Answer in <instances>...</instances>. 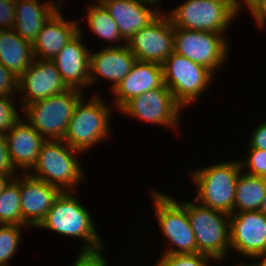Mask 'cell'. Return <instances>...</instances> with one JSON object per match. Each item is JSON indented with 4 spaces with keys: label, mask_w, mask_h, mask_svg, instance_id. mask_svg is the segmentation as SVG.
<instances>
[{
    "label": "cell",
    "mask_w": 266,
    "mask_h": 266,
    "mask_svg": "<svg viewBox=\"0 0 266 266\" xmlns=\"http://www.w3.org/2000/svg\"><path fill=\"white\" fill-rule=\"evenodd\" d=\"M70 193L62 191L59 194L37 227L47 228L64 236L85 239L86 247L83 246L82 251L103 249V243L97 235L89 211Z\"/></svg>",
    "instance_id": "6da1fadb"
},
{
    "label": "cell",
    "mask_w": 266,
    "mask_h": 266,
    "mask_svg": "<svg viewBox=\"0 0 266 266\" xmlns=\"http://www.w3.org/2000/svg\"><path fill=\"white\" fill-rule=\"evenodd\" d=\"M243 167L240 162H222L193 173L198 187L195 202L202 206L232 214L236 184Z\"/></svg>",
    "instance_id": "7a4b0ae2"
},
{
    "label": "cell",
    "mask_w": 266,
    "mask_h": 266,
    "mask_svg": "<svg viewBox=\"0 0 266 266\" xmlns=\"http://www.w3.org/2000/svg\"><path fill=\"white\" fill-rule=\"evenodd\" d=\"M185 210L195 235L197 253L223 260L230 246V220H226L230 215L198 202H185Z\"/></svg>",
    "instance_id": "3957f363"
},
{
    "label": "cell",
    "mask_w": 266,
    "mask_h": 266,
    "mask_svg": "<svg viewBox=\"0 0 266 266\" xmlns=\"http://www.w3.org/2000/svg\"><path fill=\"white\" fill-rule=\"evenodd\" d=\"M82 91L69 89L64 93L51 96L24 106L29 124L45 140H63L75 106L82 98Z\"/></svg>",
    "instance_id": "277c9868"
},
{
    "label": "cell",
    "mask_w": 266,
    "mask_h": 266,
    "mask_svg": "<svg viewBox=\"0 0 266 266\" xmlns=\"http://www.w3.org/2000/svg\"><path fill=\"white\" fill-rule=\"evenodd\" d=\"M62 143L64 144L63 140H46L42 144L37 161L32 167L36 174L30 176L45 181L61 191H71L82 180L83 173L80 163L74 156L77 151L67 143L64 146Z\"/></svg>",
    "instance_id": "5b68a950"
},
{
    "label": "cell",
    "mask_w": 266,
    "mask_h": 266,
    "mask_svg": "<svg viewBox=\"0 0 266 266\" xmlns=\"http://www.w3.org/2000/svg\"><path fill=\"white\" fill-rule=\"evenodd\" d=\"M237 13L228 0H187L169 18L174 27L222 34Z\"/></svg>",
    "instance_id": "8992f818"
},
{
    "label": "cell",
    "mask_w": 266,
    "mask_h": 266,
    "mask_svg": "<svg viewBox=\"0 0 266 266\" xmlns=\"http://www.w3.org/2000/svg\"><path fill=\"white\" fill-rule=\"evenodd\" d=\"M109 107L98 96L83 104L82 98L75 106L63 141L77 152H84L108 135Z\"/></svg>",
    "instance_id": "52a82bcc"
},
{
    "label": "cell",
    "mask_w": 266,
    "mask_h": 266,
    "mask_svg": "<svg viewBox=\"0 0 266 266\" xmlns=\"http://www.w3.org/2000/svg\"><path fill=\"white\" fill-rule=\"evenodd\" d=\"M162 66L164 84L183 107L199 98L212 78L209 69L176 52H173Z\"/></svg>",
    "instance_id": "ba28073f"
},
{
    "label": "cell",
    "mask_w": 266,
    "mask_h": 266,
    "mask_svg": "<svg viewBox=\"0 0 266 266\" xmlns=\"http://www.w3.org/2000/svg\"><path fill=\"white\" fill-rule=\"evenodd\" d=\"M154 197L155 213L164 236L174 246L165 254H194L197 253L195 235L190 226L185 203H177L167 195L152 192Z\"/></svg>",
    "instance_id": "9c48e42d"
},
{
    "label": "cell",
    "mask_w": 266,
    "mask_h": 266,
    "mask_svg": "<svg viewBox=\"0 0 266 266\" xmlns=\"http://www.w3.org/2000/svg\"><path fill=\"white\" fill-rule=\"evenodd\" d=\"M221 35L223 34L174 27V52L213 73L225 61L228 52V45Z\"/></svg>",
    "instance_id": "30bf717a"
},
{
    "label": "cell",
    "mask_w": 266,
    "mask_h": 266,
    "mask_svg": "<svg viewBox=\"0 0 266 266\" xmlns=\"http://www.w3.org/2000/svg\"><path fill=\"white\" fill-rule=\"evenodd\" d=\"M160 14L126 43L137 61L163 65L174 52V26L167 14Z\"/></svg>",
    "instance_id": "8fae6325"
},
{
    "label": "cell",
    "mask_w": 266,
    "mask_h": 266,
    "mask_svg": "<svg viewBox=\"0 0 266 266\" xmlns=\"http://www.w3.org/2000/svg\"><path fill=\"white\" fill-rule=\"evenodd\" d=\"M181 107L171 90L163 84L132 98L120 110L146 122L177 128Z\"/></svg>",
    "instance_id": "7c38bea8"
},
{
    "label": "cell",
    "mask_w": 266,
    "mask_h": 266,
    "mask_svg": "<svg viewBox=\"0 0 266 266\" xmlns=\"http://www.w3.org/2000/svg\"><path fill=\"white\" fill-rule=\"evenodd\" d=\"M230 248L248 256L266 257V215L260 211L230 214Z\"/></svg>",
    "instance_id": "4fadbf2b"
},
{
    "label": "cell",
    "mask_w": 266,
    "mask_h": 266,
    "mask_svg": "<svg viewBox=\"0 0 266 266\" xmlns=\"http://www.w3.org/2000/svg\"><path fill=\"white\" fill-rule=\"evenodd\" d=\"M19 89L26 94L22 99L25 106L69 90L52 60L36 58L18 78Z\"/></svg>",
    "instance_id": "5bb4252c"
},
{
    "label": "cell",
    "mask_w": 266,
    "mask_h": 266,
    "mask_svg": "<svg viewBox=\"0 0 266 266\" xmlns=\"http://www.w3.org/2000/svg\"><path fill=\"white\" fill-rule=\"evenodd\" d=\"M20 181L21 213L26 226H38L62 192L45 181L23 175Z\"/></svg>",
    "instance_id": "9a60e30c"
},
{
    "label": "cell",
    "mask_w": 266,
    "mask_h": 266,
    "mask_svg": "<svg viewBox=\"0 0 266 266\" xmlns=\"http://www.w3.org/2000/svg\"><path fill=\"white\" fill-rule=\"evenodd\" d=\"M116 22L123 40H128L147 26L158 15L144 4H157L159 0H98ZM158 13V14H157Z\"/></svg>",
    "instance_id": "2e32d148"
},
{
    "label": "cell",
    "mask_w": 266,
    "mask_h": 266,
    "mask_svg": "<svg viewBox=\"0 0 266 266\" xmlns=\"http://www.w3.org/2000/svg\"><path fill=\"white\" fill-rule=\"evenodd\" d=\"M81 31L53 58L64 83L69 89L81 91L90 84V52L81 41Z\"/></svg>",
    "instance_id": "e0dca14e"
},
{
    "label": "cell",
    "mask_w": 266,
    "mask_h": 266,
    "mask_svg": "<svg viewBox=\"0 0 266 266\" xmlns=\"http://www.w3.org/2000/svg\"><path fill=\"white\" fill-rule=\"evenodd\" d=\"M136 58L128 46H109L100 52L90 53V85L95 83L96 75L113 81V89L129 74Z\"/></svg>",
    "instance_id": "ac0fdd59"
},
{
    "label": "cell",
    "mask_w": 266,
    "mask_h": 266,
    "mask_svg": "<svg viewBox=\"0 0 266 266\" xmlns=\"http://www.w3.org/2000/svg\"><path fill=\"white\" fill-rule=\"evenodd\" d=\"M79 27L75 21H65L57 9L43 24L41 31L32 44L34 58L53 60L60 50L78 33Z\"/></svg>",
    "instance_id": "d6986e66"
},
{
    "label": "cell",
    "mask_w": 266,
    "mask_h": 266,
    "mask_svg": "<svg viewBox=\"0 0 266 266\" xmlns=\"http://www.w3.org/2000/svg\"><path fill=\"white\" fill-rule=\"evenodd\" d=\"M164 84L163 66L137 61L129 74L113 89L117 108L120 110L129 100Z\"/></svg>",
    "instance_id": "ffe728a7"
},
{
    "label": "cell",
    "mask_w": 266,
    "mask_h": 266,
    "mask_svg": "<svg viewBox=\"0 0 266 266\" xmlns=\"http://www.w3.org/2000/svg\"><path fill=\"white\" fill-rule=\"evenodd\" d=\"M19 120L5 134L10 161L15 169L32 168L42 144L46 141L29 123ZM19 167V168H17Z\"/></svg>",
    "instance_id": "44dd1931"
},
{
    "label": "cell",
    "mask_w": 266,
    "mask_h": 266,
    "mask_svg": "<svg viewBox=\"0 0 266 266\" xmlns=\"http://www.w3.org/2000/svg\"><path fill=\"white\" fill-rule=\"evenodd\" d=\"M55 4L48 2L39 5L37 0H15L14 31L33 44L43 24L59 8Z\"/></svg>",
    "instance_id": "7402d4cb"
},
{
    "label": "cell",
    "mask_w": 266,
    "mask_h": 266,
    "mask_svg": "<svg viewBox=\"0 0 266 266\" xmlns=\"http://www.w3.org/2000/svg\"><path fill=\"white\" fill-rule=\"evenodd\" d=\"M34 60L32 44L12 29L0 30V63L20 77Z\"/></svg>",
    "instance_id": "603a6c76"
},
{
    "label": "cell",
    "mask_w": 266,
    "mask_h": 266,
    "mask_svg": "<svg viewBox=\"0 0 266 266\" xmlns=\"http://www.w3.org/2000/svg\"><path fill=\"white\" fill-rule=\"evenodd\" d=\"M266 196V178L250 174H241L236 184L234 210L259 211Z\"/></svg>",
    "instance_id": "cb8c5ba5"
},
{
    "label": "cell",
    "mask_w": 266,
    "mask_h": 266,
    "mask_svg": "<svg viewBox=\"0 0 266 266\" xmlns=\"http://www.w3.org/2000/svg\"><path fill=\"white\" fill-rule=\"evenodd\" d=\"M26 226L22 220L20 179H13L0 195V225Z\"/></svg>",
    "instance_id": "d4e9b609"
},
{
    "label": "cell",
    "mask_w": 266,
    "mask_h": 266,
    "mask_svg": "<svg viewBox=\"0 0 266 266\" xmlns=\"http://www.w3.org/2000/svg\"><path fill=\"white\" fill-rule=\"evenodd\" d=\"M88 10V24L94 33L108 41L117 42L123 39L116 22L101 3L98 2Z\"/></svg>",
    "instance_id": "484cf974"
},
{
    "label": "cell",
    "mask_w": 266,
    "mask_h": 266,
    "mask_svg": "<svg viewBox=\"0 0 266 266\" xmlns=\"http://www.w3.org/2000/svg\"><path fill=\"white\" fill-rule=\"evenodd\" d=\"M21 225H5L0 227V266H7L8 260L15 254L20 241Z\"/></svg>",
    "instance_id": "4316f807"
},
{
    "label": "cell",
    "mask_w": 266,
    "mask_h": 266,
    "mask_svg": "<svg viewBox=\"0 0 266 266\" xmlns=\"http://www.w3.org/2000/svg\"><path fill=\"white\" fill-rule=\"evenodd\" d=\"M157 266H208L207 262L211 257L200 254H163Z\"/></svg>",
    "instance_id": "83f0119b"
},
{
    "label": "cell",
    "mask_w": 266,
    "mask_h": 266,
    "mask_svg": "<svg viewBox=\"0 0 266 266\" xmlns=\"http://www.w3.org/2000/svg\"><path fill=\"white\" fill-rule=\"evenodd\" d=\"M11 96L0 95V134H6L20 120Z\"/></svg>",
    "instance_id": "f1b7e54d"
},
{
    "label": "cell",
    "mask_w": 266,
    "mask_h": 266,
    "mask_svg": "<svg viewBox=\"0 0 266 266\" xmlns=\"http://www.w3.org/2000/svg\"><path fill=\"white\" fill-rule=\"evenodd\" d=\"M241 166H249L251 169L247 174L266 178V151L263 149L250 148L249 157Z\"/></svg>",
    "instance_id": "f546056e"
},
{
    "label": "cell",
    "mask_w": 266,
    "mask_h": 266,
    "mask_svg": "<svg viewBox=\"0 0 266 266\" xmlns=\"http://www.w3.org/2000/svg\"><path fill=\"white\" fill-rule=\"evenodd\" d=\"M18 88V77L0 63V95L11 96Z\"/></svg>",
    "instance_id": "4dcf8cb0"
},
{
    "label": "cell",
    "mask_w": 266,
    "mask_h": 266,
    "mask_svg": "<svg viewBox=\"0 0 266 266\" xmlns=\"http://www.w3.org/2000/svg\"><path fill=\"white\" fill-rule=\"evenodd\" d=\"M15 0L0 1V30L13 29Z\"/></svg>",
    "instance_id": "1f68e13d"
},
{
    "label": "cell",
    "mask_w": 266,
    "mask_h": 266,
    "mask_svg": "<svg viewBox=\"0 0 266 266\" xmlns=\"http://www.w3.org/2000/svg\"><path fill=\"white\" fill-rule=\"evenodd\" d=\"M100 252H102V249L96 251H82L73 266H107Z\"/></svg>",
    "instance_id": "d6a6232c"
},
{
    "label": "cell",
    "mask_w": 266,
    "mask_h": 266,
    "mask_svg": "<svg viewBox=\"0 0 266 266\" xmlns=\"http://www.w3.org/2000/svg\"><path fill=\"white\" fill-rule=\"evenodd\" d=\"M16 169L13 167L8 153L5 134H0V174L13 175Z\"/></svg>",
    "instance_id": "836d02e7"
},
{
    "label": "cell",
    "mask_w": 266,
    "mask_h": 266,
    "mask_svg": "<svg viewBox=\"0 0 266 266\" xmlns=\"http://www.w3.org/2000/svg\"><path fill=\"white\" fill-rule=\"evenodd\" d=\"M250 148L263 149L266 151V122L260 124L253 132Z\"/></svg>",
    "instance_id": "e575fe53"
},
{
    "label": "cell",
    "mask_w": 266,
    "mask_h": 266,
    "mask_svg": "<svg viewBox=\"0 0 266 266\" xmlns=\"http://www.w3.org/2000/svg\"><path fill=\"white\" fill-rule=\"evenodd\" d=\"M249 10L255 17L256 23L263 27L266 22V0H256Z\"/></svg>",
    "instance_id": "d590c367"
},
{
    "label": "cell",
    "mask_w": 266,
    "mask_h": 266,
    "mask_svg": "<svg viewBox=\"0 0 266 266\" xmlns=\"http://www.w3.org/2000/svg\"><path fill=\"white\" fill-rule=\"evenodd\" d=\"M13 178H14V175L0 174V195L5 190V188L8 186V184L13 180Z\"/></svg>",
    "instance_id": "8d00e7d4"
},
{
    "label": "cell",
    "mask_w": 266,
    "mask_h": 266,
    "mask_svg": "<svg viewBox=\"0 0 266 266\" xmlns=\"http://www.w3.org/2000/svg\"><path fill=\"white\" fill-rule=\"evenodd\" d=\"M261 213H263L264 215H266V196L262 202V205L260 207V210H259Z\"/></svg>",
    "instance_id": "74e56055"
},
{
    "label": "cell",
    "mask_w": 266,
    "mask_h": 266,
    "mask_svg": "<svg viewBox=\"0 0 266 266\" xmlns=\"http://www.w3.org/2000/svg\"><path fill=\"white\" fill-rule=\"evenodd\" d=\"M228 1H230L231 3H232V6L237 10V11H239V9H240V3L239 2H237V0H228Z\"/></svg>",
    "instance_id": "f35d334b"
},
{
    "label": "cell",
    "mask_w": 266,
    "mask_h": 266,
    "mask_svg": "<svg viewBox=\"0 0 266 266\" xmlns=\"http://www.w3.org/2000/svg\"><path fill=\"white\" fill-rule=\"evenodd\" d=\"M240 266V265H239ZM241 266H266V261L263 259L262 263H257V264H249V265H241Z\"/></svg>",
    "instance_id": "ab89813d"
},
{
    "label": "cell",
    "mask_w": 266,
    "mask_h": 266,
    "mask_svg": "<svg viewBox=\"0 0 266 266\" xmlns=\"http://www.w3.org/2000/svg\"><path fill=\"white\" fill-rule=\"evenodd\" d=\"M256 0H244L248 8H250Z\"/></svg>",
    "instance_id": "60d3db41"
}]
</instances>
